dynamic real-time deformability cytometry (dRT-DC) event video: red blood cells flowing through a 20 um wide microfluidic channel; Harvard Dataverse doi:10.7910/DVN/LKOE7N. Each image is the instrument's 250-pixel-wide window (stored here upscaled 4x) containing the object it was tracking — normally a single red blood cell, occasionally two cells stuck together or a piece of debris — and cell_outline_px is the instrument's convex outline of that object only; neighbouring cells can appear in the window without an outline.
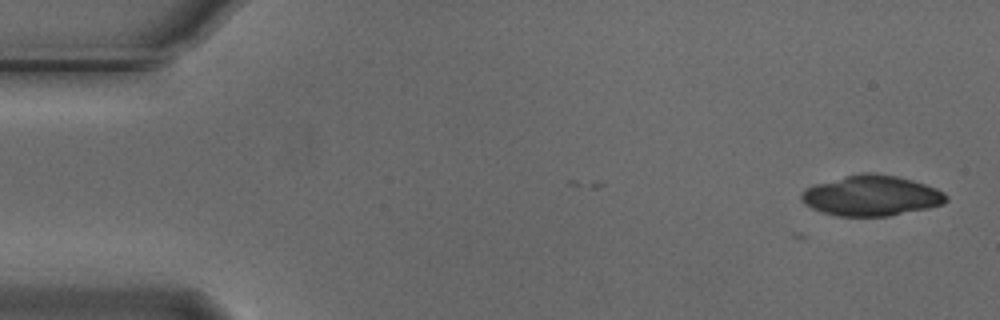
{"species": "Egyptian fruit bat (a non-hibernating species)", "species_latin": "Rousettus aegyptiacus", "temperature_condition": "cold", "stored_images_in_passage": 3, "camera_frame_rate_fps": 3000, "um_per_image_px": 0.085, "animal": {"sex": "male"}, "frame": {"image": 1, "passage_image": 1, "time_ms": 0.0, "image_size_px": [1000, 320], "cell_outline_px": [[948, 200], [944, 204], [928, 208], [888, 216], [836, 216], [820, 212], [804, 204], [800, 200], [800, 196], [808, 188], [816, 184], [844, 176], [860, 172], [872, 172], [896, 176], [912, 180], [936, 188], [944, 192], [948, 196]], "centroid_in_image_um": [74.08, 16.63], "position_along_channel_um": 10.9, "area_um2": 34.16}}